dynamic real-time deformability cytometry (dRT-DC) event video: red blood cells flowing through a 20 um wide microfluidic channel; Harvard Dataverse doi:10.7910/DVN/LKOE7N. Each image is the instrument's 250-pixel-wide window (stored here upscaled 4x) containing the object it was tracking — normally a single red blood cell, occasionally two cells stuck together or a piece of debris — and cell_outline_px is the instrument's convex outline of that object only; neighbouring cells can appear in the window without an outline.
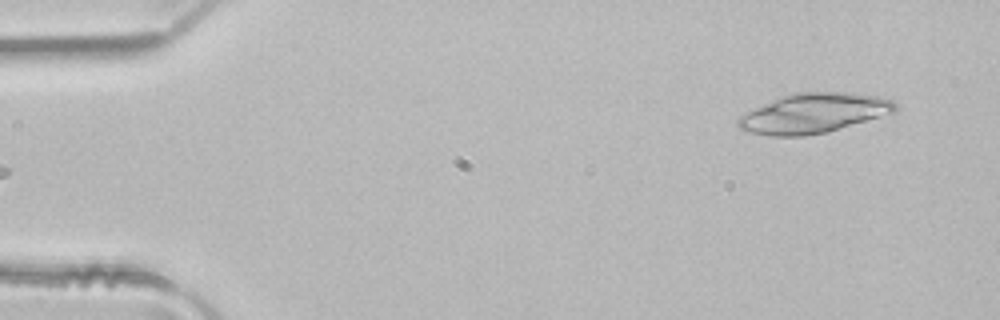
{"species": "common noctule bat (a hibernating species)", "species_latin": "Nyctalus noctula", "temperature_condition": "room temperature", "stored_images_in_passage": 4, "camera_frame_rate_fps": 3000, "um_per_image_px": 0.085, "animal": {"sex": "male", "body_mass_g": 21.5, "forearm_length_mm": 52.0}, "frame": {"image": 1, "passage_image": 4, "time_ms": 1.0, "image_size_px": [1000, 320], "cell_outline_px": [[900, 108], [896, 112], [828, 132], [804, 136], [768, 136], [748, 132], [740, 128], [736, 124], [736, 120], [740, 116], [772, 100], [796, 92], [848, 92], [880, 96], [892, 100]], "centroid_in_image_um": [69.2, 9.63], "position_along_channel_um": 15.8, "area_um2": 36.41}}